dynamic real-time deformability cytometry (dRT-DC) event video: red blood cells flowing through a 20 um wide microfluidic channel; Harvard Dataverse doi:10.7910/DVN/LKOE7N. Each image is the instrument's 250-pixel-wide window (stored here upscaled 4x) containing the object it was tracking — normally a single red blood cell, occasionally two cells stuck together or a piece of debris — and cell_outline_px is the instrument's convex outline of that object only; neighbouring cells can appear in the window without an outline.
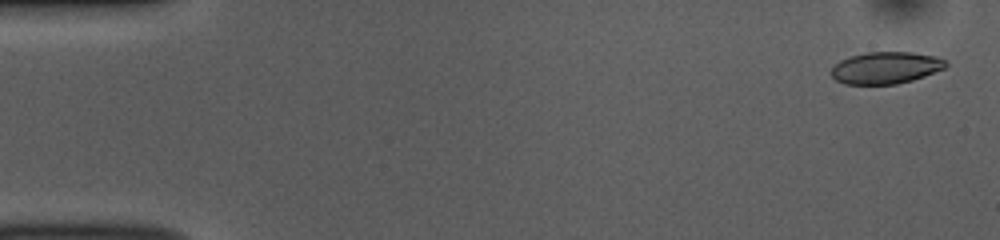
{"species": "common noctule bat (a hibernating species)", "species_latin": "Nyctalus noctula", "temperature_condition": "room temperature", "stored_images_in_passage": 53, "segment_of_instrument_passage": [1, 2], "camera_frame_rate_fps": 3000, "um_per_image_px": 0.085, "animal": {"sex": "female", "body_mass_g": 10.0, "forearm_length_mm": 53.1}, "frame": {"image": 1, "passage_image": 2, "time_ms": 0.333, "image_size_px": [1000, 240], "cell_outline_px": [[948, 64], [944, 68], [924, 76], [912, 80], [896, 84], [844, 84], [836, 80], [828, 72], [840, 60], [852, 56], [868, 52], [912, 52], [936, 56], [944, 60]], "centroid_in_image_um": [75.27, 5.76], "position_along_channel_um": 9.7, "area_um2": 21.21}}
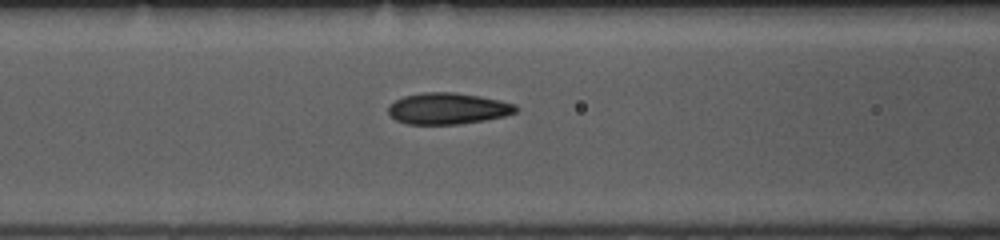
{"frame": {"image": 2, "passage_image": 21, "time_ms": 6.667, "image_size_px": [1000, 240], "cell_outline_px": [[520, 108], [516, 112], [504, 116], [484, 120], [460, 124], [408, 124], [396, 120], [388, 112], [388, 108], [396, 100], [404, 96], [424, 92], [452, 92], [480, 96], [500, 100], [516, 104]], "centroid_in_image_um": [38.1, 9.22], "position_along_channel_um": 128.5, "area_um2": 23.24}}
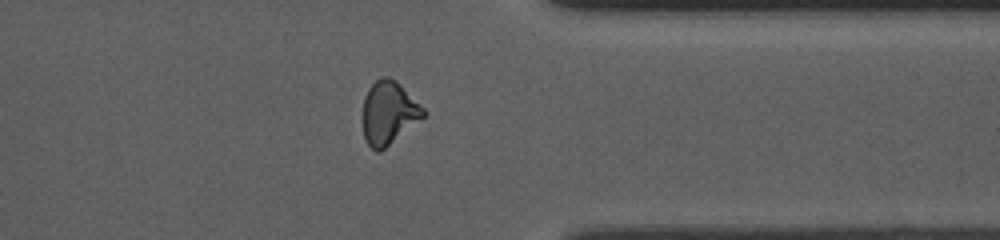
{"frame": {"image": 3, "passage_image": 41, "time_ms": 13.333, "image_size_px": [1000, 240], "cell_outline_px": [[428, 112], [424, 116], [380, 152], [376, 152], [368, 144], [364, 136], [360, 120], [360, 116], [364, 96], [368, 88], [380, 76], [388, 76], [396, 80]], "centroid_in_image_um": [32.98, 9.57], "position_along_channel_um": 378.4, "area_um2": 22.66}}